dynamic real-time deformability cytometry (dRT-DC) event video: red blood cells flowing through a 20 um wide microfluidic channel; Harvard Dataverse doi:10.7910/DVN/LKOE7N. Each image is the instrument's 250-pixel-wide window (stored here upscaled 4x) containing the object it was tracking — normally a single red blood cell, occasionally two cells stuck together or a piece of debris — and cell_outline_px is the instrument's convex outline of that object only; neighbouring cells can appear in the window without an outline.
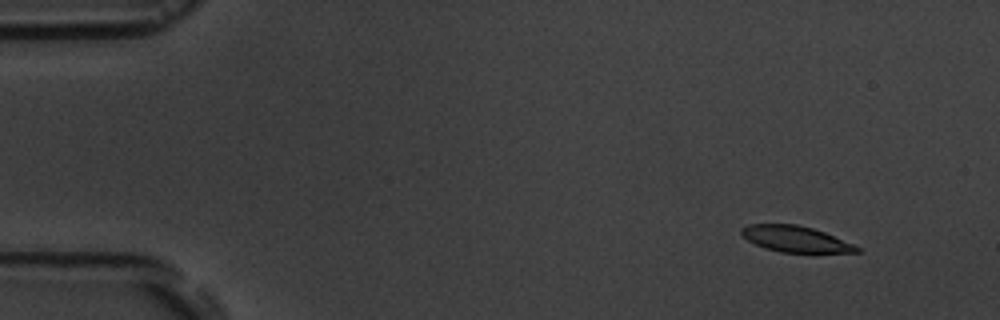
{"species": "common noctule bat (a hibernating species)", "species_latin": "Nyctalus noctula", "temperature_condition": "room temperature", "stored_images_in_passage": 8, "camera_frame_rate_fps": 3000, "um_per_image_px": 0.085, "animal": {"sex": "male", "body_mass_g": 19.5, "forearm_length_mm": 54.6}, "frame": {"image": 1, "passage_image": 2, "time_ms": 1.333, "image_size_px": [1000, 320], "cell_outline_px": [[860, 252], [780, 252], [764, 248], [748, 240], [740, 232], [740, 228], [748, 224], [796, 224], [812, 228], [824, 232], [852, 244], [860, 248]], "centroid_in_image_um": [67.56, 20.3], "position_along_channel_um": 17.4, "area_um2": 17.22}}
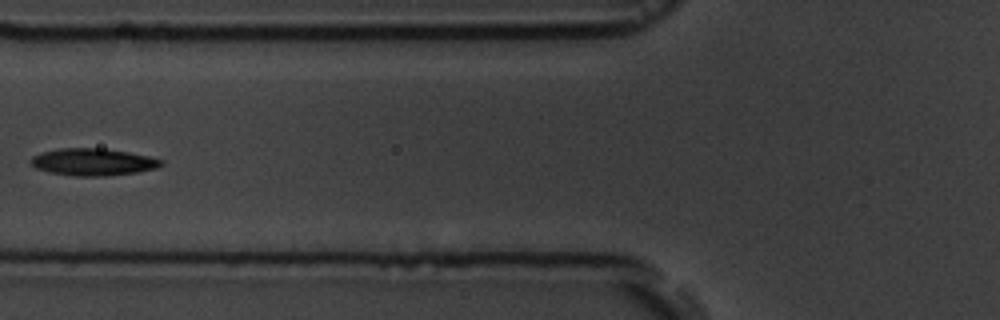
{"frame": {"image": 2, "passage_image": 7, "time_ms": 7.0, "image_size_px": [1000, 320], "cell_outline_px": [[164, 164], [156, 168], [136, 172], [104, 176], [72, 176], [48, 172], [36, 168], [28, 160], [32, 156], [40, 152], [60, 148], [104, 148], [128, 152], [148, 156], [164, 160]], "centroid_in_image_um": [7.88, 13.76], "position_along_channel_um": 117.9, "area_um2": 20.75}}
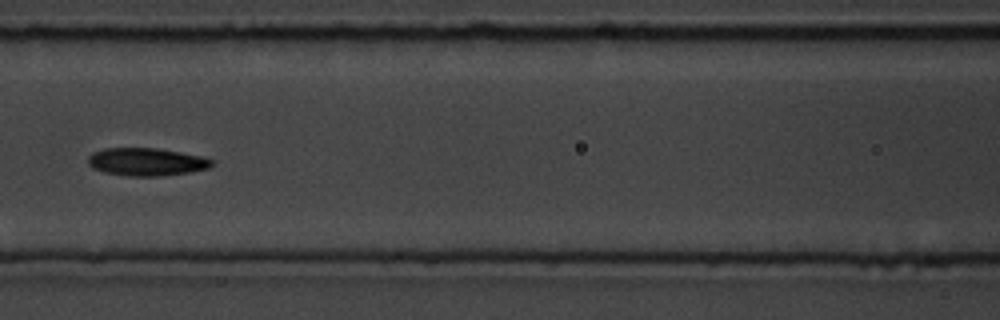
{"frame": {"image": 3, "passage_image": 8, "time_ms": 8.0, "image_size_px": [1000, 320], "cell_outline_px": [[216, 164], [208, 168], [192, 172], [156, 176], [128, 176], [104, 172], [92, 168], [88, 164], [88, 156], [92, 152], [104, 148], [156, 148], [204, 156], [216, 160]], "centroid_in_image_um": [12.49, 13.75], "position_along_channel_um": 154.1, "area_um2": 20.35}}